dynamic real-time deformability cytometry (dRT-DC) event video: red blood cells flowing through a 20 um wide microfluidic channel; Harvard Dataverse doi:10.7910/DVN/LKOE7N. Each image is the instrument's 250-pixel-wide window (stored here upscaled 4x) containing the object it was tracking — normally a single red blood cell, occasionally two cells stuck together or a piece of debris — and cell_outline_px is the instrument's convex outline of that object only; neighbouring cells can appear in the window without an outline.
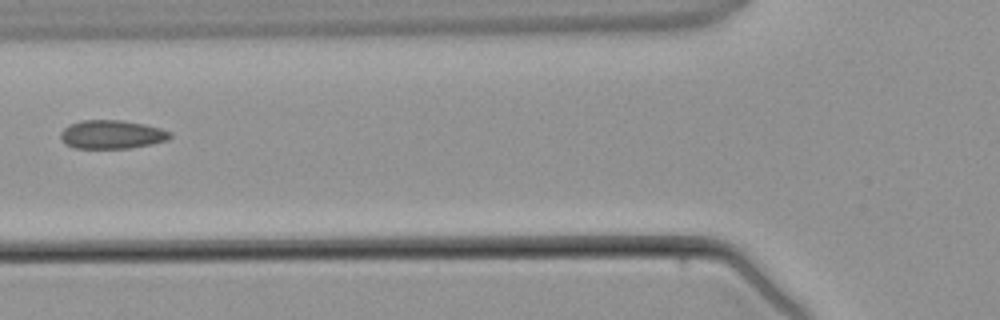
{"species": "common noctule bat (a hibernating species)", "species_latin": "Nyctalus noctula", "temperature_condition": "warm", "stored_images_in_passage": 5, "camera_frame_rate_fps": 3000, "um_per_image_px": 0.085, "animal": {"sex": "male", "body_mass_g": 21.5, "forearm_length_mm": 52.0}, "frame": {"image": 1, "passage_image": 5, "time_ms": 5.667, "image_size_px": [1000, 320], "cell_outline_px": [[172, 136], [168, 140], [152, 144], [128, 148], [76, 148], [64, 144], [60, 136], [60, 132], [68, 124], [80, 120], [120, 120], [144, 124], [160, 128], [172, 132]], "centroid_in_image_um": [9.49, 11.42], "position_along_channel_um": 116.3, "area_um2": 18.38}}